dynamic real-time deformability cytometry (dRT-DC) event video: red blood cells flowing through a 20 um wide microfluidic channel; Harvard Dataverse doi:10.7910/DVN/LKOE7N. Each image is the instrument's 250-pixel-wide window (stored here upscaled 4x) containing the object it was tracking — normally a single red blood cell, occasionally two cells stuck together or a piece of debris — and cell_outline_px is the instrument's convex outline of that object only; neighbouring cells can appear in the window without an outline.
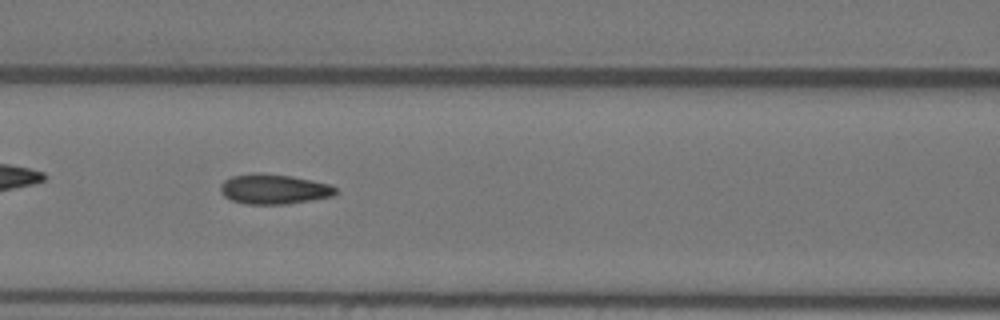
{"species": "Egyptian fruit bat (a non-hibernating species)", "species_latin": "Rousettus aegyptiacus", "temperature_condition": "warm", "stored_images_in_passage": 56, "camera_frame_rate_fps": 3000, "um_per_image_px": 0.085, "animal": {"sex": "female"}, "frame": {"image": 1, "passage_image": 24, "time_ms": 7.667, "image_size_px": [1000, 320], "cell_outline_px": [[336, 192], [332, 196], [288, 204], [248, 204], [232, 200], [224, 196], [220, 192], [220, 184], [224, 180], [232, 176], [252, 172], [260, 172], [292, 176], [312, 180], [328, 184], [336, 188]], "centroid_in_image_um": [23.23, 16.06], "position_along_channel_um": 143.4, "area_um2": 20.17}}
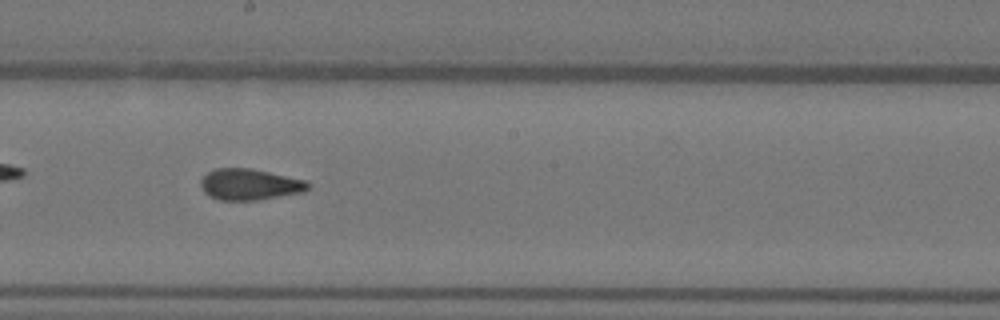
{"frame": {"image": 2, "passage_image": 31, "time_ms": 10.0, "image_size_px": [1000, 320], "cell_outline_px": [[312, 184], [304, 192], [256, 200], [220, 200], [204, 192], [200, 184], [200, 180], [208, 172], [216, 168], [252, 168], [308, 180]], "centroid_in_image_um": [21.27, 15.66], "position_along_channel_um": 226.9, "area_um2": 19.59}}
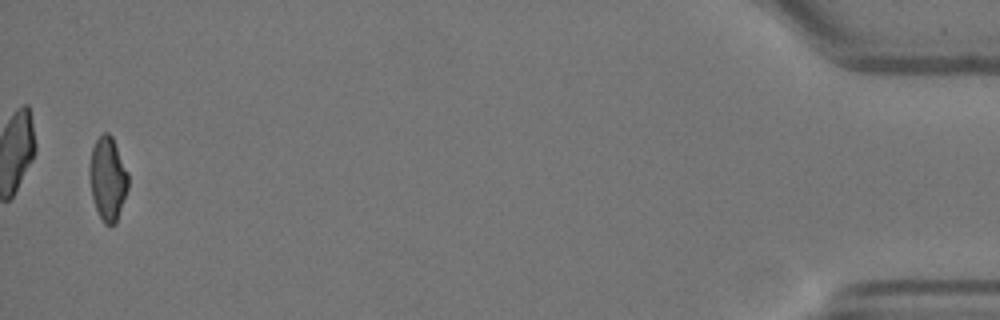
{"frame": {"image": 3, "passage_image": 55, "time_ms": 18.0, "image_size_px": [1000, 320], "cell_outline_px": [[128, 188], [116, 224], [104, 224], [96, 208], [92, 196], [88, 172], [88, 168], [92, 148], [96, 140], [104, 132], [108, 132], [112, 136], [128, 172]], "centroid_in_image_um": [9.15, 15.18], "position_along_channel_um": 426.0, "area_um2": 18.84}, "authors_computed_cell_mechanics": {"area_um2": 19.5075, "velocity_mm_per_s": 3.5919, "shape_relaxation_time_tau1_ms": null, "shape_relaxation_time_tau2_ms": 1.504, "deformation_change_tau1": null, "deformation_change_tau2": 0.07}}